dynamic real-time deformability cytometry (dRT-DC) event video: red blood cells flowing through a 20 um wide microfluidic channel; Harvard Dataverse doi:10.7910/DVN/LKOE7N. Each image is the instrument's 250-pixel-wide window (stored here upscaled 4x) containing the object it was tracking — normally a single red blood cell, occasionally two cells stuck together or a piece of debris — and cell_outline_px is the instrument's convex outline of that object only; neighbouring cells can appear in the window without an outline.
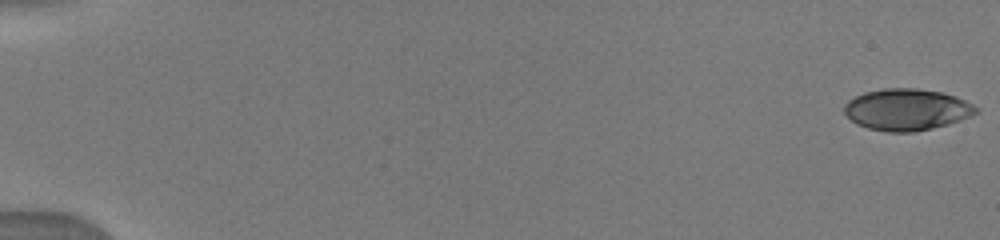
{"species": "human", "species_latin": "Homo sapiens", "temperature_condition": "warm", "stored_images_in_passage": 17, "camera_frame_rate_fps": 3000, "um_per_image_px": 0.085, "donor": {"sex": "male"}, "frame": {"image": 1, "passage_image": 1, "time_ms": 0.0, "image_size_px": [1000, 240], "cell_outline_px": [[980, 112], [972, 116], [948, 124], [916, 132], [888, 132], [868, 128], [856, 124], [844, 112], [844, 104], [848, 100], [864, 92], [884, 88], [916, 88], [944, 92], [956, 96], [980, 108]], "centroid_in_image_um": [77.11, 9.31], "position_along_channel_um": 7.9, "area_um2": 32.19}}
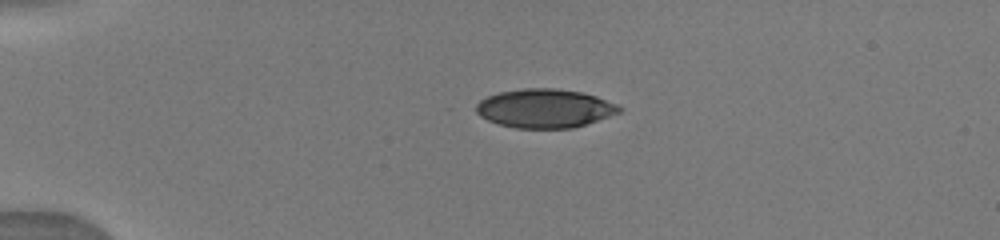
{"frame": {"image": 2, "passage_image": 10, "time_ms": 4.0, "image_size_px": [1000, 240], "cell_outline_px": [[624, 108], [620, 112], [572, 128], [516, 128], [500, 124], [488, 120], [480, 116], [476, 112], [476, 104], [480, 100], [488, 96], [500, 92], [524, 88], [556, 88], [580, 92], [596, 96], [616, 104]], "centroid_in_image_um": [46.29, 9.2], "position_along_channel_um": 38.7, "area_um2": 32.08}}
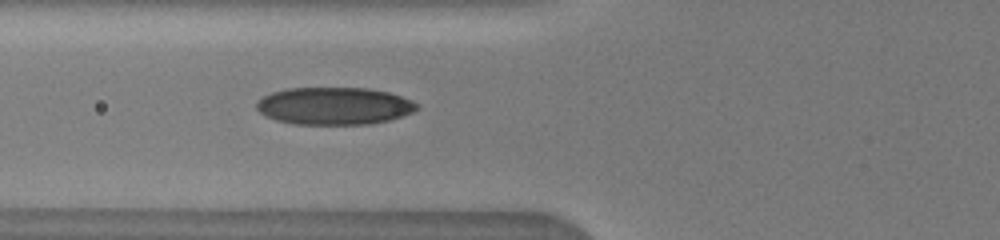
{"frame": {"image": 3, "passage_image": 17, "time_ms": 6.667, "image_size_px": [1000, 240], "cell_outline_px": [[420, 108], [412, 112], [388, 120], [368, 124], [292, 124], [276, 120], [264, 116], [256, 108], [256, 100], [272, 92], [288, 88], [368, 88], [388, 92], [412, 100], [420, 104]], "centroid_in_image_um": [28.39, 9.0], "position_along_channel_um": 97.4, "area_um2": 35.08}}